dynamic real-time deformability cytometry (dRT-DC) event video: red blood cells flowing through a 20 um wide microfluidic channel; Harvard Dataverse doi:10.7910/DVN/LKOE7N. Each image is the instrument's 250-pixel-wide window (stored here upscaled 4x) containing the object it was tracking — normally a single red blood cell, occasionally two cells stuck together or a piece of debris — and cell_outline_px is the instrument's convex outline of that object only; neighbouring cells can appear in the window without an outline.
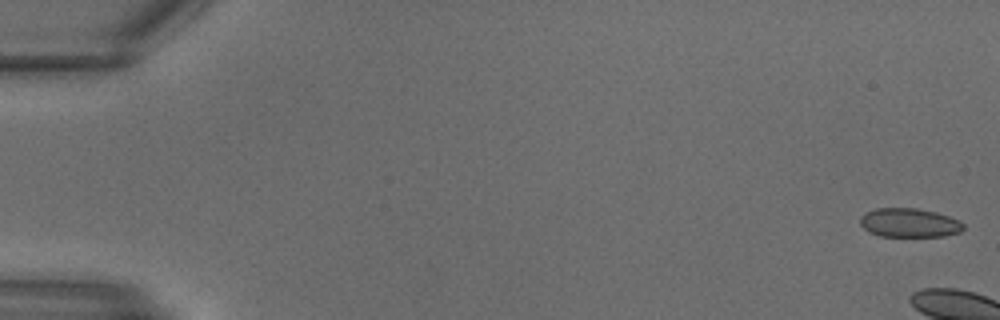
{"species": "common noctule bat (a hibernating species)", "species_latin": "Nyctalus noctula", "temperature_condition": "warm", "stored_images_in_passage": 4, "camera_frame_rate_fps": 3000, "um_per_image_px": 0.085, "animal": {"sex": "male", "body_mass_g": 18.8}, "frame": {"image": 1, "passage_image": 1, "time_ms": 0.0, "image_size_px": [1000, 320], "cell_outline_px": [[964, 228], [960, 232], [944, 236], [880, 236], [868, 232], [860, 224], [860, 216], [876, 208], [916, 208], [936, 212], [960, 220], [964, 224]], "centroid_in_image_um": [77.3, 18.94], "position_along_channel_um": 7.7, "area_um2": 17.46}}